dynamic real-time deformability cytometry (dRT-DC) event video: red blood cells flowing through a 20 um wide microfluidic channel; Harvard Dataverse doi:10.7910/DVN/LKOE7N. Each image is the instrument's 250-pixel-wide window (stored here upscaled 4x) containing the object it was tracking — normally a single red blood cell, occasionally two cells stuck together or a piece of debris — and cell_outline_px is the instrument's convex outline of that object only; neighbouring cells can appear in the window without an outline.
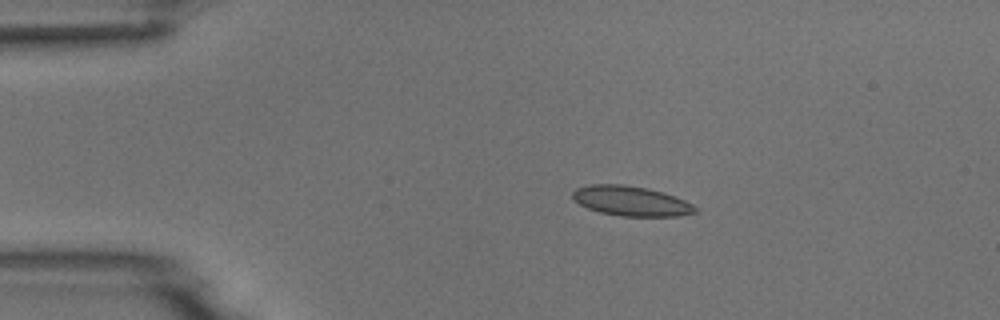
{"species": "common noctule bat (a hibernating species)", "species_latin": "Nyctalus noctula", "temperature_condition": "room temperature", "stored_images_in_passage": 9, "camera_frame_rate_fps": 3000, "um_per_image_px": 0.085, "animal": {"sex": "male", "body_mass_g": 18.8}, "frame": {"image": 1, "passage_image": 3, "time_ms": 3.333, "image_size_px": [1000, 320], "cell_outline_px": [[696, 212], [676, 216], [620, 216], [600, 212], [588, 208], [572, 200], [572, 192], [576, 188], [588, 184], [624, 184], [648, 188], [664, 192], [684, 200], [692, 204], [696, 208]], "centroid_in_image_um": [53.59, 17.07], "position_along_channel_um": 31.4, "area_um2": 21.39}}
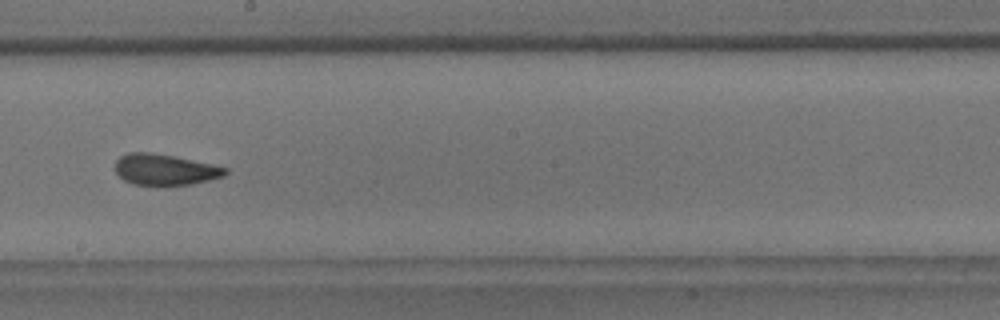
{"frame": {"image": 2, "passage_image": 9, "time_ms": 10.0, "image_size_px": [1000, 320], "cell_outline_px": [[228, 172], [224, 176], [192, 184], [156, 188], [132, 184], [124, 180], [116, 172], [116, 160], [120, 156], [128, 152], [148, 152], [172, 156], [212, 164], [228, 168]], "centroid_in_image_um": [14.0, 14.46], "position_along_channel_um": 234.2, "area_um2": 20.4}}